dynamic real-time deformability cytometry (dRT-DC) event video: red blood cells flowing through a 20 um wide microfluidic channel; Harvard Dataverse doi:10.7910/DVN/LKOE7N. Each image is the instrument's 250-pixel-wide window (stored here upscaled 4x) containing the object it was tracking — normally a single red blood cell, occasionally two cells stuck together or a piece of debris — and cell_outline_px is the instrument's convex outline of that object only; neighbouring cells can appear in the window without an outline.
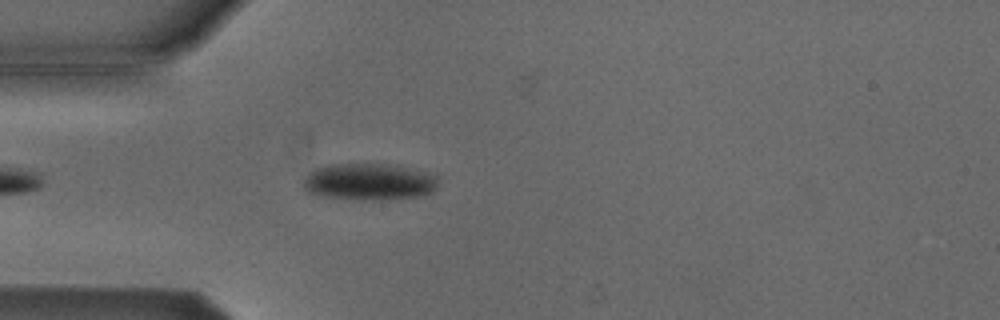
{"species": "Egyptian fruit bat (a non-hibernating species)", "species_latin": "Rousettus aegyptiacus", "temperature_condition": "cold", "stored_images_in_passage": 44, "camera_frame_rate_fps": 3000, "um_per_image_px": 0.085, "animal": {"sex": "male"}, "frame": {"image": 1, "passage_image": 5, "time_ms": 1.333, "image_size_px": [1000, 320], "cell_outline_px": [[436, 188], [428, 192], [416, 196], [388, 200], [372, 200], [320, 196], [308, 192], [304, 188], [304, 180], [308, 172], [316, 168], [328, 164], [400, 164], [436, 176]], "centroid_in_image_um": [31.34, 15.43], "position_along_channel_um": 53.7, "area_um2": 28.84}}
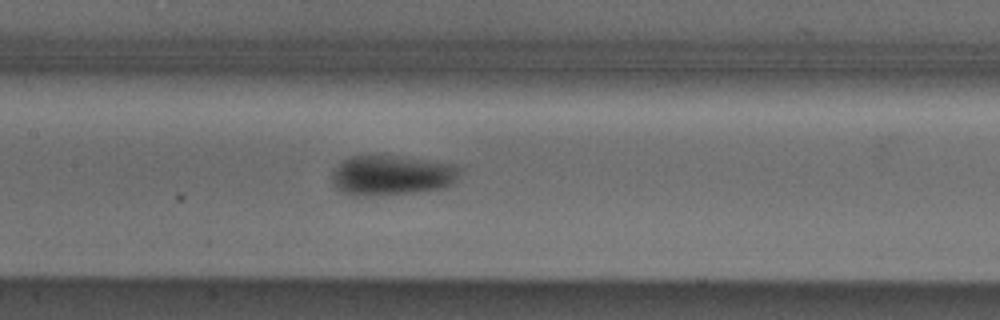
{"frame": {"image": 2, "passage_image": 15, "time_ms": 4.667, "image_size_px": [1000, 320], "cell_outline_px": [[460, 172], [452, 184], [444, 188], [416, 192], [376, 196], [352, 196], [336, 188], [332, 180], [332, 168], [336, 164], [352, 156], [396, 156], [456, 164], [460, 168]], "centroid_in_image_um": [33.27, 14.91], "position_along_channel_um": 174.1, "area_um2": 30.0}}
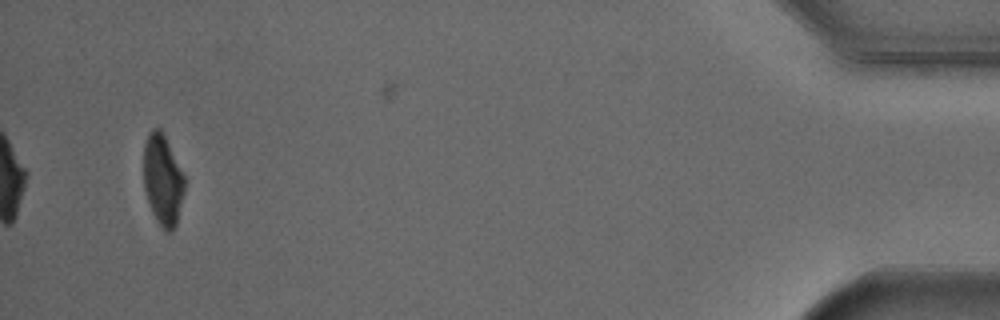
{"frame": {"image": 3, "passage_image": 41, "time_ms": 13.333, "image_size_px": [1000, 320], "cell_outline_px": [[184, 192], [176, 228], [172, 232], [168, 232], [156, 220], [152, 212], [144, 188], [144, 144], [148, 132], [152, 128], [160, 128], [184, 176]], "centroid_in_image_um": [13.83, 15.32], "position_along_channel_um": 421.4, "area_um2": 21.39}, "authors_computed_cell_mechanics": {"area_um2": 28.0908, "velocity_mm_per_s": 3.8227, "shape_relaxation_time_tau1_ms": 3.13, "shape_relaxation_time_tau2_ms": null, "deformation_change_tau1": 0.0792, "deformation_change_tau2": null}}